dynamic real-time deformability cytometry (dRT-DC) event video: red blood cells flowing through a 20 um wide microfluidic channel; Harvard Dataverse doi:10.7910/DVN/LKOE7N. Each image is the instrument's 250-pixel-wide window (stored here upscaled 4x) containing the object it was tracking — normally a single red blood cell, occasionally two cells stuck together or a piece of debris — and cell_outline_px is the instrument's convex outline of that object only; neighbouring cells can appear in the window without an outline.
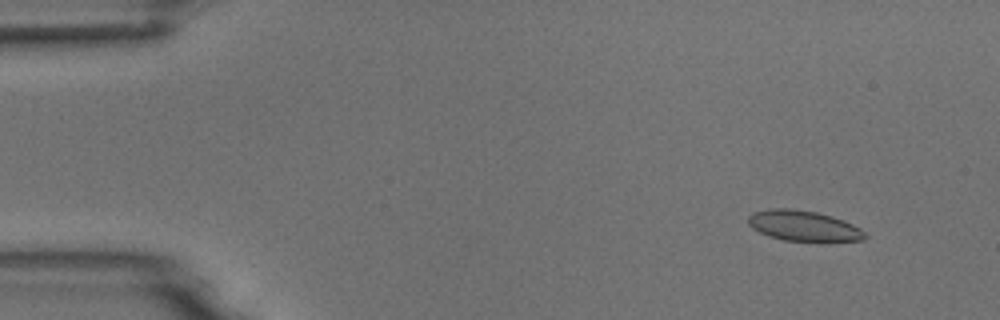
{"species": "common noctule bat (a hibernating species)", "species_latin": "Nyctalus noctula", "temperature_condition": "room temperature", "stored_images_in_passage": 7, "camera_frame_rate_fps": 3000, "um_per_image_px": 0.085, "animal": {"sex": "male", "body_mass_g": 18.8}, "frame": {"image": 1, "passage_image": 2, "time_ms": 1.333, "image_size_px": [1000, 320], "cell_outline_px": [[868, 236], [864, 240], [784, 240], [768, 236], [752, 228], [748, 224], [748, 216], [752, 212], [768, 208], [792, 208], [816, 212], [832, 216], [844, 220], [860, 228]], "centroid_in_image_um": [68.25, 19.17], "position_along_channel_um": 16.7, "area_um2": 20.58}}
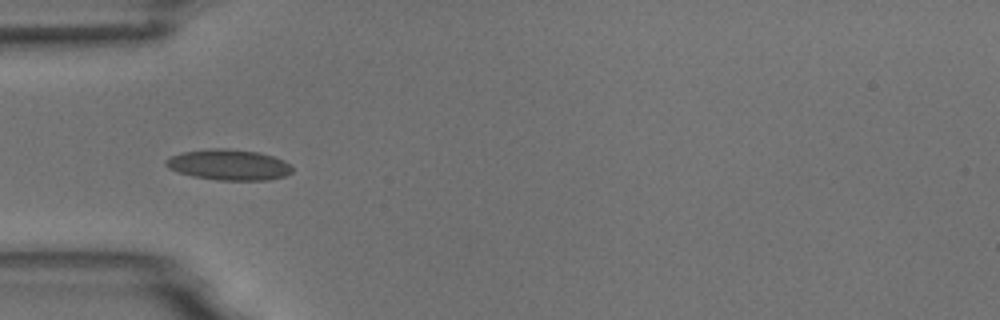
{"frame": {"image": 2, "passage_image": 5, "time_ms": 5.333, "image_size_px": [1000, 320], "cell_outline_px": [[292, 172], [284, 176], [268, 180], [216, 180], [192, 176], [168, 168], [164, 164], [164, 160], [180, 152], [212, 148], [228, 148], [260, 152], [284, 160], [292, 168]], "centroid_in_image_um": [19.43, 14.0], "position_along_channel_um": 65.6, "area_um2": 22.72}}